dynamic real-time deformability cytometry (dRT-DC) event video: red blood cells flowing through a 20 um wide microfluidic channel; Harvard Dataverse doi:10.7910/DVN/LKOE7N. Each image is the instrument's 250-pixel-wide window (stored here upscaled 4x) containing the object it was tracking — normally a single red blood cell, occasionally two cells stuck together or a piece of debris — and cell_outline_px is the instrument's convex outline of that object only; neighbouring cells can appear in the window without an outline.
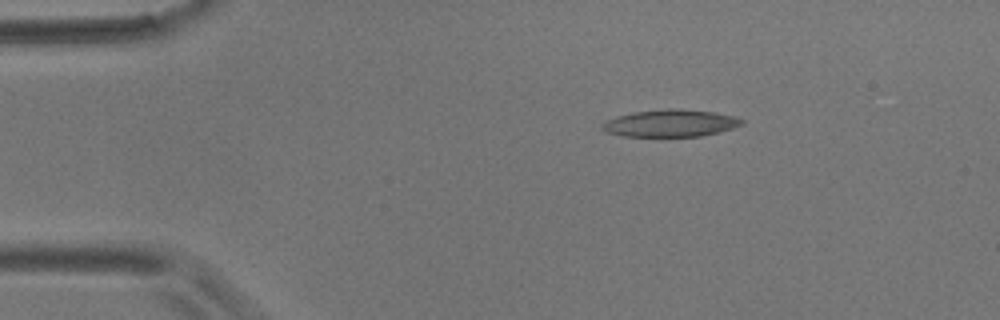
{"species": "common noctule bat (a hibernating species)", "species_latin": "Nyctalus noctula", "temperature_condition": "room temperature", "stored_images_in_passage": 3, "camera_frame_rate_fps": 3000, "um_per_image_px": 0.085, "animal": {"sex": "male", "body_mass_g": 17.9}, "frame": {"image": 1, "passage_image": 1, "time_ms": 0.0, "image_size_px": [1000, 320], "cell_outline_px": [[744, 124], [732, 128], [700, 136], [620, 136], [608, 132], [600, 128], [600, 124], [604, 120], [616, 116], [632, 112], [668, 108], [672, 108], [712, 112], [736, 116], [744, 120]], "centroid_in_image_um": [56.93, 10.46], "position_along_channel_um": 28.1, "area_um2": 22.14}}